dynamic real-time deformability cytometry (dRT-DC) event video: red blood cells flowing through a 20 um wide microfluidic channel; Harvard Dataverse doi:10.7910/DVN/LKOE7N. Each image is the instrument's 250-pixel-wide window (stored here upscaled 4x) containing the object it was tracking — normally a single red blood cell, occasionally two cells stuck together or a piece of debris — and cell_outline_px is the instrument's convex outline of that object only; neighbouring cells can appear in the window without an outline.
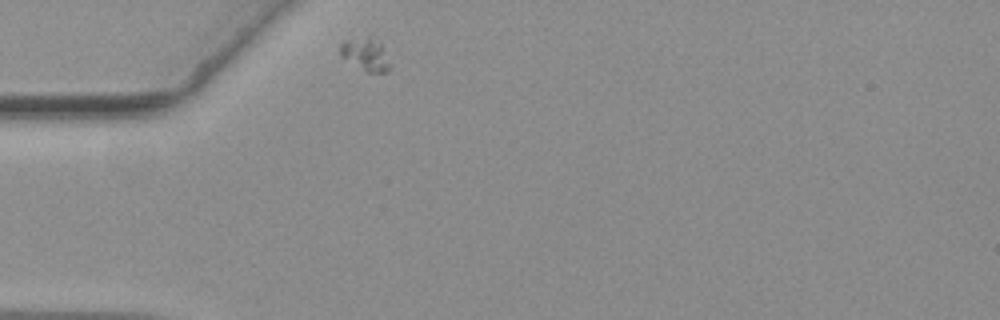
{"species": "common noctule bat (a hibernating species)", "species_latin": "Nyctalus noctula", "temperature_condition": "warm", "stored_images_in_passage": 29, "camera_frame_rate_fps": 3000, "um_per_image_px": 0.085, "animal": {"sex": "female", "body_mass_g": 19.3, "forearm_length_mm": 54.1}, "frame": {"image": 1, "passage_image": 1, "time_ms": 0.0, "image_size_px": [1000, 320], "cell_outline_px": [[392, 68], [384, 72], [368, 72], [340, 56], [340, 44], [344, 40], [368, 32], [380, 40]], "centroid_in_image_um": [31.08, 4.51], "position_along_channel_um": 53.9, "area_um2": 10.06}}